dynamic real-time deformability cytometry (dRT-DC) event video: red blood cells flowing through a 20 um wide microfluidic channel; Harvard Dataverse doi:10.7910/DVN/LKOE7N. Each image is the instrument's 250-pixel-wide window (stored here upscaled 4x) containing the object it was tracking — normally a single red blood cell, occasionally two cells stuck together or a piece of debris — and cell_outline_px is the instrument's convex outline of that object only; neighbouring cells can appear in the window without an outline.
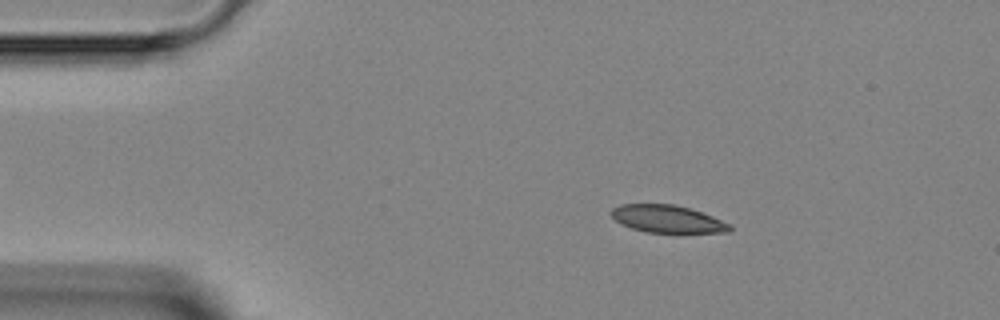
{"species": "Egyptian fruit bat (a non-hibernating species)", "species_latin": "Rousettus aegyptiacus", "temperature_condition": "room temperature", "stored_images_in_passage": 47, "segment_of_instrument_passage": [1, 2], "camera_frame_rate_fps": 3000, "um_per_image_px": 0.085, "animal": {"sex": "female"}, "frame": {"image": 1, "passage_image": 7, "time_ms": 2.0, "image_size_px": [1000, 320], "cell_outline_px": [[732, 232], [676, 236], [648, 232], [632, 228], [616, 220], [612, 216], [612, 208], [620, 204], [672, 204], [688, 208], [712, 216], [732, 224]], "centroid_in_image_um": [56.86, 18.68], "position_along_channel_um": 28.1, "area_um2": 19.88}}
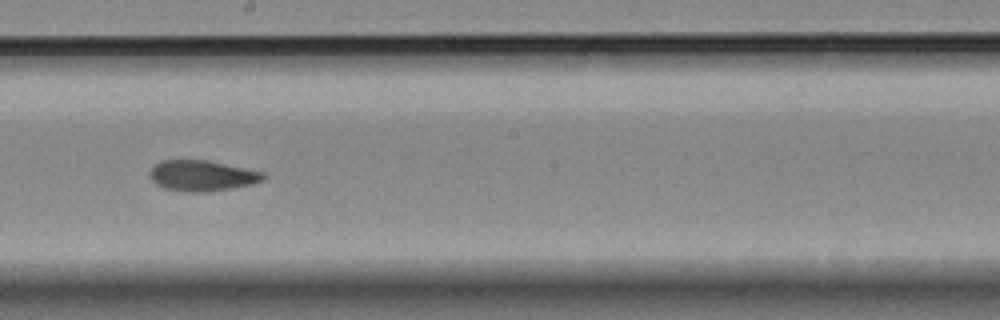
{"frame": {"image": 2, "passage_image": 25, "time_ms": 8.0, "image_size_px": [1000, 320], "cell_outline_px": [[264, 180], [252, 184], [232, 188], [204, 192], [184, 192], [164, 188], [156, 184], [152, 180], [148, 172], [160, 160], [204, 160], [264, 172]], "centroid_in_image_um": [17.14, 14.94], "position_along_channel_um": 231.1, "area_um2": 20.17}}
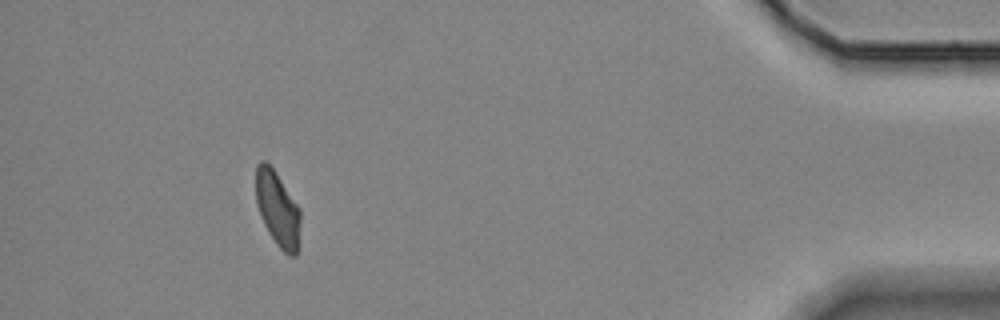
{"frame": {"image": 3, "passage_image": 42, "time_ms": 13.667, "image_size_px": [1000, 320], "cell_outline_px": [[300, 220], [296, 256], [288, 256], [276, 244], [268, 232], [260, 216], [256, 200], [256, 164], [260, 160], [264, 160], [276, 172], [300, 208]], "centroid_in_image_um": [23.58, 17.74], "position_along_channel_um": 411.6, "area_um2": 19.42}}